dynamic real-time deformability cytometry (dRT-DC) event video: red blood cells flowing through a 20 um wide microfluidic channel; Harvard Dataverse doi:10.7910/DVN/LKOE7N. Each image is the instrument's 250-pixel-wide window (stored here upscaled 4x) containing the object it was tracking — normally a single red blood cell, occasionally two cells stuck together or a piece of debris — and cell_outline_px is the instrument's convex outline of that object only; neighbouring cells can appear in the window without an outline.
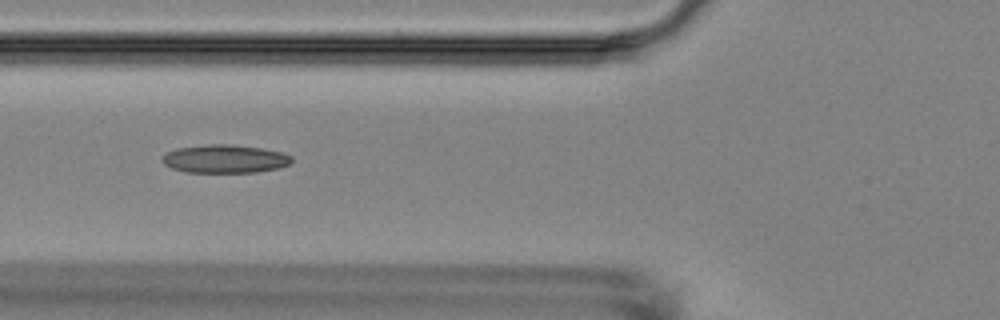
{"species": "Egyptian fruit bat (a non-hibernating species)", "species_latin": "Rousettus aegyptiacus", "temperature_condition": "room temperature", "stored_images_in_passage": 12, "camera_frame_rate_fps": 3000, "um_per_image_px": 0.085, "animal": {"sex": "female"}, "frame": {"image": 1, "passage_image": 3, "time_ms": 2.333, "image_size_px": [1000, 320], "cell_outline_px": [[292, 160], [288, 164], [280, 168], [256, 172], [184, 172], [172, 168], [164, 164], [160, 160], [160, 156], [176, 148], [212, 144], [228, 144], [260, 148], [280, 152], [292, 156]], "centroid_in_image_um": [19.07, 13.51], "position_along_channel_um": 106.7, "area_um2": 21.27}}
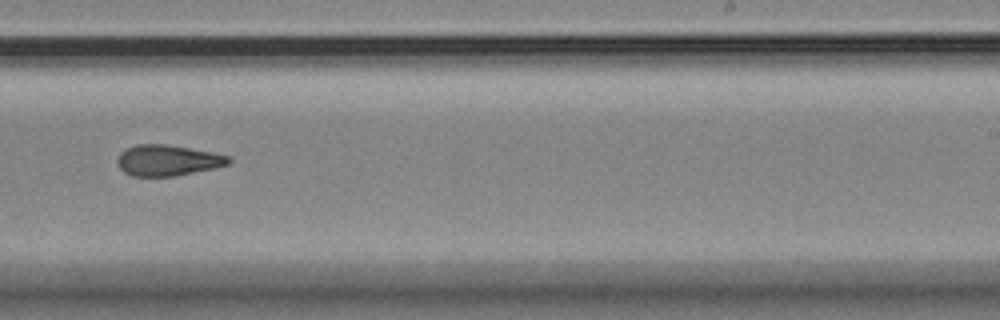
{"frame": {"image": 2, "passage_image": 7, "time_ms": 7.0, "image_size_px": [1000, 320], "cell_outline_px": [[232, 160], [228, 164], [212, 168], [176, 176], [132, 176], [124, 172], [116, 164], [116, 160], [120, 152], [136, 144], [164, 144], [212, 152], [228, 156]], "centroid_in_image_um": [14.2, 13.63], "position_along_channel_um": 274.8, "area_um2": 19.88}}
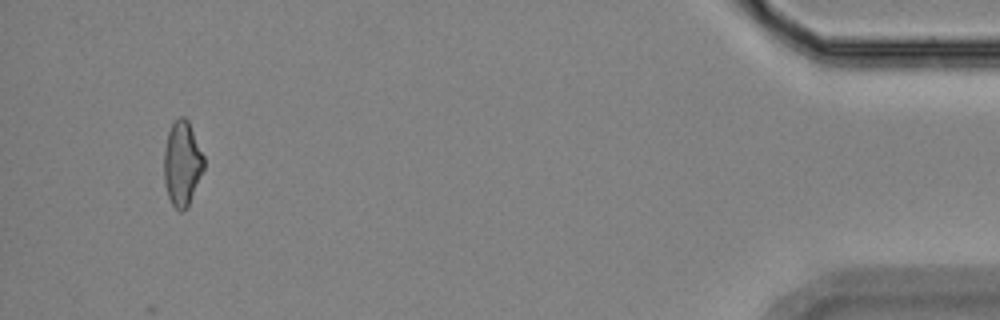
{"frame": {"image": 3, "passage_image": 11, "time_ms": 13.0, "image_size_px": [1000, 320], "cell_outline_px": [[204, 168], [188, 208], [184, 212], [180, 212], [172, 204], [168, 196], [164, 184], [164, 148], [168, 132], [172, 124], [180, 116], [184, 116], [188, 120], [204, 156]], "centroid_in_image_um": [15.48, 13.93], "position_along_channel_um": 419.7, "area_um2": 19.83}, "authors_computed_cell_mechanics": {"area_um2": 20.2011, "velocity_mm_per_s": 3.6044, "shape_relaxation_time_tau1_ms": null, "shape_relaxation_time_tau2_ms": 3.6438, "deformation_change_tau1": null, "deformation_change_tau2": 0.1153}}